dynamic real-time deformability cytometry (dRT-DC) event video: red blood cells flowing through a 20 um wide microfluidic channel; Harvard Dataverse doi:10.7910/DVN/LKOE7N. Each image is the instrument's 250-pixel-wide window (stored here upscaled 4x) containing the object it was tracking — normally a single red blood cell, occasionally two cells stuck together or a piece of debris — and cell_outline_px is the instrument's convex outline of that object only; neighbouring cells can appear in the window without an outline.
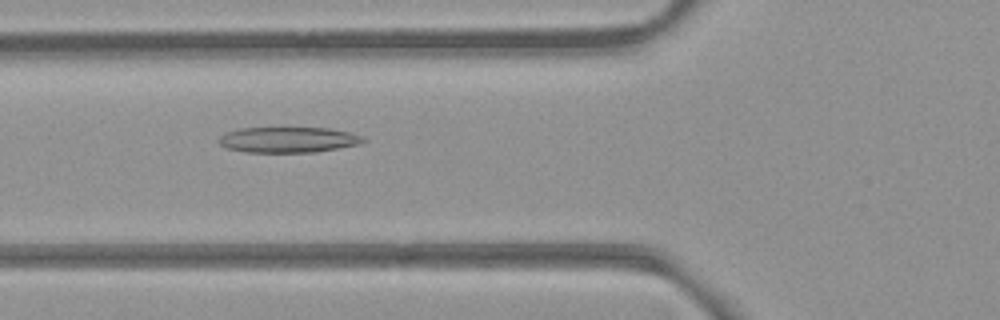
{"species": "common noctule bat (a hibernating species)", "species_latin": "Nyctalus noctula", "temperature_condition": "room temperature", "stored_images_in_passage": 53, "camera_frame_rate_fps": 3000, "um_per_image_px": 0.085, "animal": {"sex": "female", "body_mass_g": 21.9}, "frame": {"image": 1, "passage_image": 20, "time_ms": 6.333, "image_size_px": [1000, 320], "cell_outline_px": [[368, 140], [360, 144], [316, 152], [244, 152], [228, 148], [220, 144], [216, 140], [224, 132], [240, 128], [328, 128], [348, 132], [364, 136]], "centroid_in_image_um": [24.49, 11.88], "position_along_channel_um": 101.3, "area_um2": 21.68}}
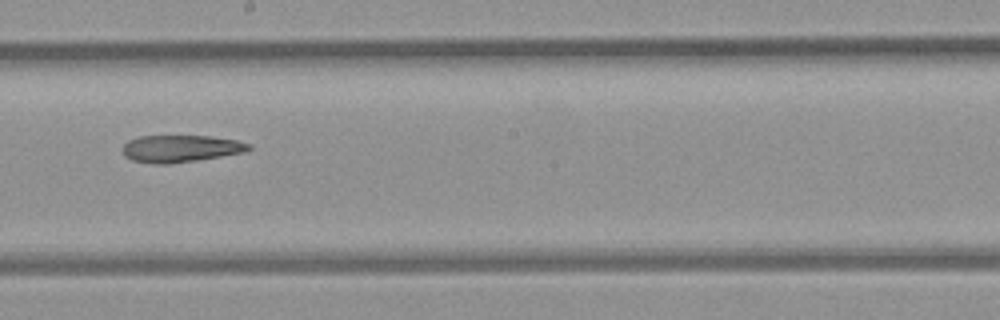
{"frame": {"image": 2, "passage_image": 30, "time_ms": 9.667, "image_size_px": [1000, 320], "cell_outline_px": [[252, 148], [244, 152], [196, 160], [168, 164], [160, 164], [132, 160], [124, 156], [124, 144], [128, 140], [136, 136], [208, 136], [236, 140], [252, 144]], "centroid_in_image_um": [15.35, 12.62], "position_along_channel_um": 232.8, "area_um2": 19.77}}
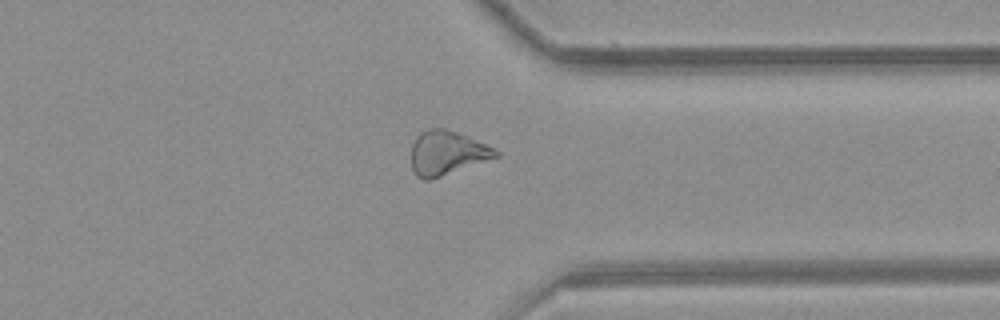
{"frame": {"image": 3, "passage_image": 41, "time_ms": 13.333, "image_size_px": [1000, 320], "cell_outline_px": [[500, 156], [428, 180], [424, 180], [416, 176], [412, 168], [412, 144], [416, 136], [420, 132], [428, 128], [444, 128], [456, 132], [484, 144], [500, 152]], "centroid_in_image_um": [37.95, 12.99], "position_along_channel_um": 373.5, "area_um2": 21.33}}